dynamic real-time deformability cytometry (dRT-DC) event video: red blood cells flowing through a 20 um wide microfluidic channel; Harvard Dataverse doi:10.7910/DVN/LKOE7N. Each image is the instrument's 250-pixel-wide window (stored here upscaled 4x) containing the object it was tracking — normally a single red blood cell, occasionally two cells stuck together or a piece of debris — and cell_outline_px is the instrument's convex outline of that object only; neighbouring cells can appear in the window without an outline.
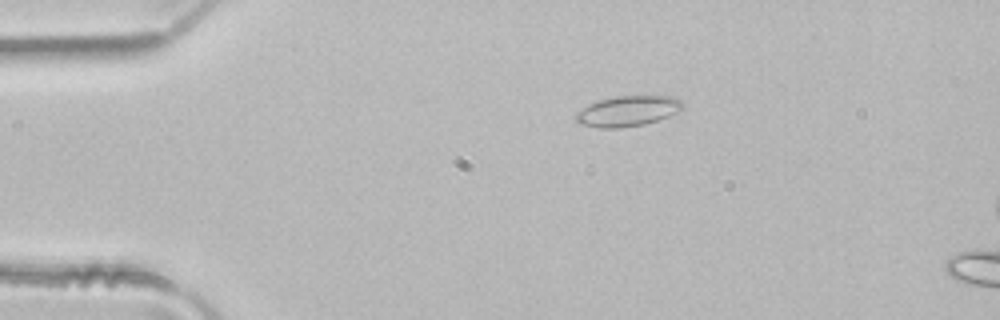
{"species": "common noctule bat (a hibernating species)", "species_latin": "Nyctalus noctula", "temperature_condition": "room temperature", "stored_images_in_passage": 5, "camera_frame_rate_fps": 3000, "um_per_image_px": 0.085, "animal": {"sex": "male", "body_mass_g": 21.5, "forearm_length_mm": 52.0}, "frame": {"image": 1, "passage_image": 1, "time_ms": 0.0, "image_size_px": [1000, 320], "cell_outline_px": [[684, 108], [680, 112], [644, 124], [620, 128], [600, 128], [580, 124], [576, 120], [576, 112], [588, 104], [600, 100], [616, 96], [676, 96], [684, 104]], "centroid_in_image_um": [53.39, 9.44], "position_along_channel_um": 31.6, "area_um2": 19.02}}